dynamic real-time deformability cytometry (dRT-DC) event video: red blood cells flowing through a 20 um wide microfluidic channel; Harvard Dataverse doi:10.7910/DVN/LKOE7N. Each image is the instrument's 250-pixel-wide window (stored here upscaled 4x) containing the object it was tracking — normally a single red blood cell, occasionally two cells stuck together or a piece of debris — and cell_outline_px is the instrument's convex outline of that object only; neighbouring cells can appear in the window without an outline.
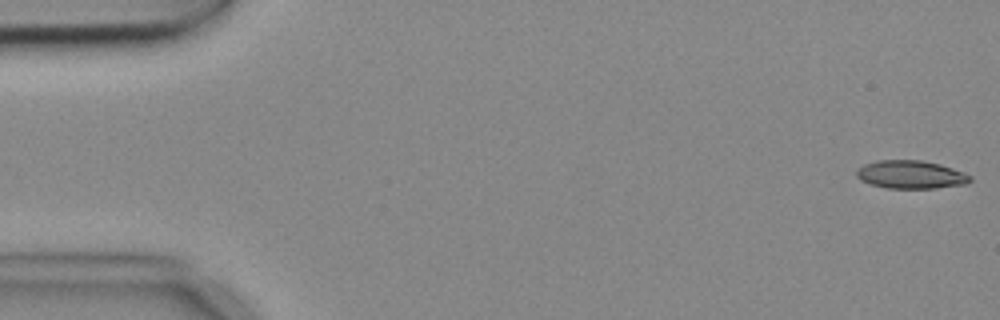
{"species": "common noctule bat (a hibernating species)", "species_latin": "Nyctalus noctula", "temperature_condition": "cold", "stored_images_in_passage": 5, "camera_frame_rate_fps": 3000, "um_per_image_px": 0.085, "animal": {"sex": "female", "body_mass_g": 18.4}, "frame": {"image": 1, "passage_image": 1, "time_ms": 0.0, "image_size_px": [1000, 320], "cell_outline_px": [[972, 180], [964, 184], [936, 188], [888, 188], [872, 184], [860, 180], [856, 176], [856, 172], [864, 164], [876, 160], [920, 160], [940, 164], [964, 172], [972, 176]], "centroid_in_image_um": [77.43, 14.83], "position_along_channel_um": 7.6, "area_um2": 18.55}}
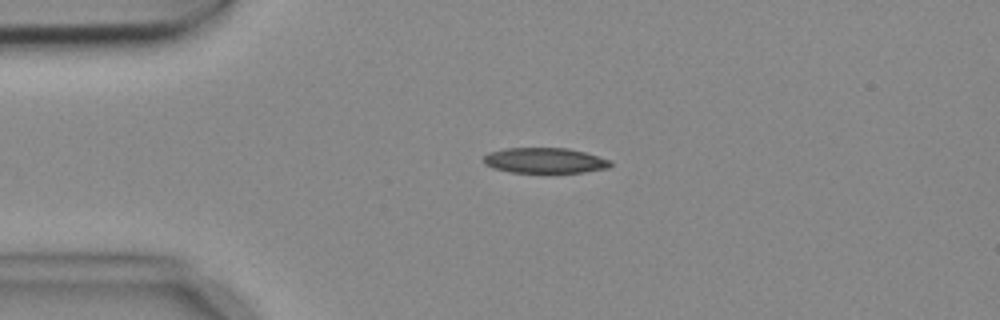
{"frame": {"image": 2, "passage_image": 4, "time_ms": 1.0, "image_size_px": [1000, 320], "cell_outline_px": [[612, 164], [608, 168], [584, 172], [512, 172], [492, 168], [484, 164], [484, 156], [488, 152], [504, 148], [568, 148], [584, 152], [612, 160]], "centroid_in_image_um": [46.3, 13.63], "position_along_channel_um": 38.7, "area_um2": 18.79}}